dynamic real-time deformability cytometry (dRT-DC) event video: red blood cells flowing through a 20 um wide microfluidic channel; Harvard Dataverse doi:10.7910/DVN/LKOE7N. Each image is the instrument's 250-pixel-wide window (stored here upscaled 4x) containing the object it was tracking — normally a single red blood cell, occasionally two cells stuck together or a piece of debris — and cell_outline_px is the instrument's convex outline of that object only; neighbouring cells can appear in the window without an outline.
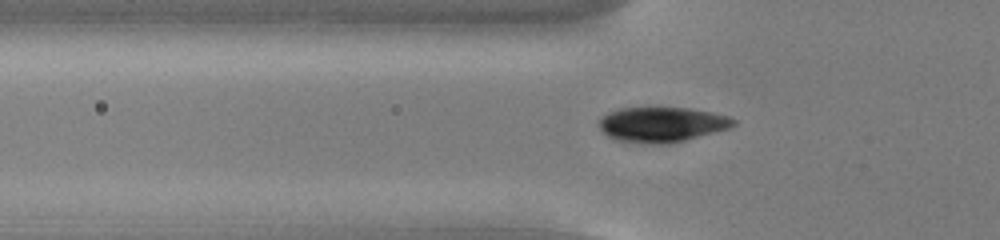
{"species": "common noctule bat (a hibernating species)", "species_latin": "Nyctalus noctula", "temperature_condition": "cold", "stored_images_in_passage": 54, "camera_frame_rate_fps": 3000, "um_per_image_px": 0.085, "animal": {"sex": "male", "body_mass_g": 13.0, "forearm_length_mm": 53.1}, "frame": {"image": 1, "passage_image": 18, "time_ms": 5.667, "image_size_px": [1000, 240], "cell_outline_px": [[736, 124], [728, 128], [684, 140], [668, 144], [652, 144], [616, 140], [608, 136], [600, 128], [600, 116], [608, 112], [620, 108], [648, 104], [656, 104], [688, 108], [712, 112], [728, 116], [736, 120]], "centroid_in_image_um": [56.21, 10.52], "position_along_channel_um": 69.6, "area_um2": 28.32}}
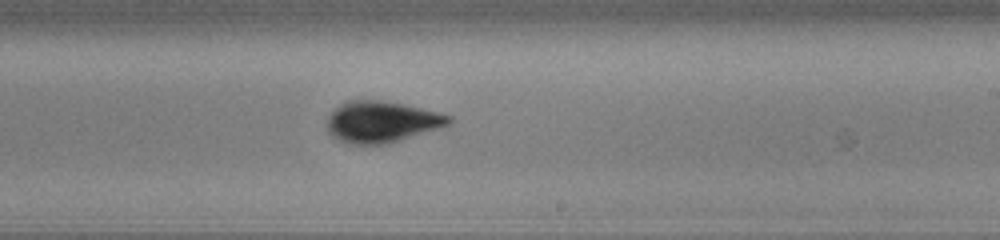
{"frame": {"image": 2, "passage_image": 33, "time_ms": 10.667, "image_size_px": [1000, 240], "cell_outline_px": [[452, 120], [448, 124], [388, 144], [348, 144], [332, 136], [328, 132], [328, 116], [340, 104], [348, 100], [380, 100], [404, 104], [452, 116]], "centroid_in_image_um": [32.4, 10.35], "position_along_channel_um": 256.6, "area_um2": 28.9}}
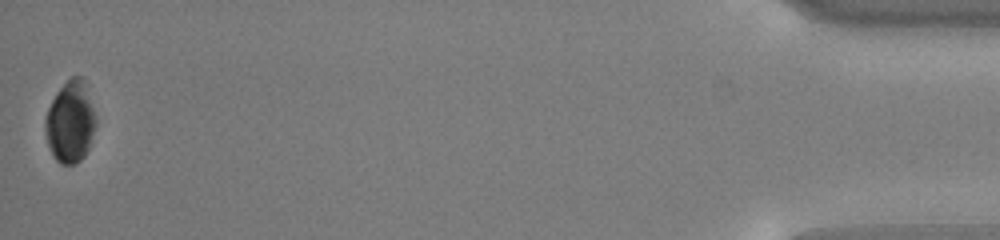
{"frame": {"image": 3, "passage_image": 54, "time_ms": 17.667, "image_size_px": [1000, 240], "cell_outline_px": [[96, 124], [88, 148], [84, 156], [80, 160], [72, 164], [60, 164], [52, 156], [44, 132], [44, 116], [56, 92], [72, 76], [80, 76], [84, 80], [96, 116]], "centroid_in_image_um": [5.96, 10.37], "position_along_channel_um": 429.2, "area_um2": 24.1}, "authors_computed_cell_mechanics": {"area_um2": 27.9174, "velocity_mm_per_s": 3.7524, "shape_relaxation_time_tau1_ms": 2.661, "shape_relaxation_time_tau2_ms": null, "deformation_change_tau1": 0.0914, "deformation_change_tau2": null}}